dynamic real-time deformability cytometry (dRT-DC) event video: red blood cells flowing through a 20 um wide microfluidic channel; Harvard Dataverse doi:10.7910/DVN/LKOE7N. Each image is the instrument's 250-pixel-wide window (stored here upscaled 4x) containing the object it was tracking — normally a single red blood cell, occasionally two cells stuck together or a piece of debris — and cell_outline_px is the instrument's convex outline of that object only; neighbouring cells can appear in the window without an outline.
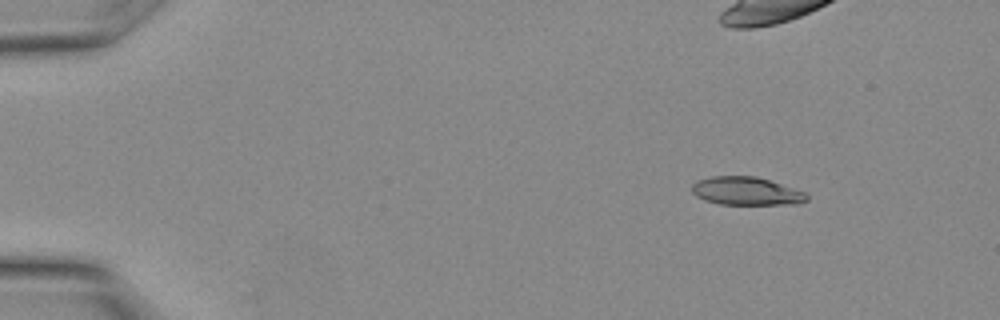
{"species": "Egyptian fruit bat (a non-hibernating species)", "species_latin": "Rousettus aegyptiacus", "temperature_condition": "warm", "stored_images_in_passage": 32, "segment_of_instrument_passage": [1, 2], "camera_frame_rate_fps": 3000, "um_per_image_px": 0.085, "animal": {"sex": "female"}, "frame": {"image": 1, "passage_image": 5, "time_ms": 1.333, "image_size_px": [1000, 320], "cell_outline_px": [[808, 200], [796, 204], [720, 204], [704, 200], [696, 196], [692, 192], [692, 184], [696, 180], [712, 176], [756, 176], [804, 192], [808, 196]], "centroid_in_image_um": [63.39, 16.24], "position_along_channel_um": 21.6, "area_um2": 18.73}}